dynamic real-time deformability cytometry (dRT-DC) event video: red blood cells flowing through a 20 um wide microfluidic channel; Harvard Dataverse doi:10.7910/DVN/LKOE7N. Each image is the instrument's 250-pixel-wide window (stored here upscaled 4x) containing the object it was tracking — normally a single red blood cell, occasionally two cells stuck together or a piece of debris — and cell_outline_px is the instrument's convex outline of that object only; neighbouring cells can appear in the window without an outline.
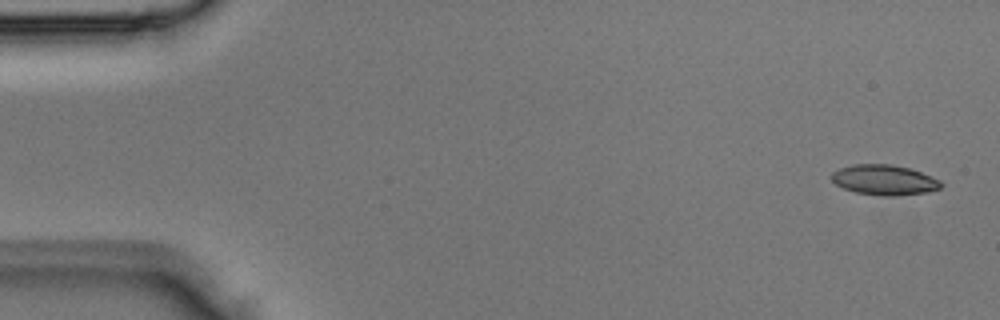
{"species": "Egyptian fruit bat (a non-hibernating species)", "species_latin": "Rousettus aegyptiacus", "temperature_condition": "room temperature", "stored_images_in_passage": 2, "segment_of_instrument_passage": [2, 2], "camera_frame_rate_fps": 3000, "um_per_image_px": 0.085, "animal": {"sex": "male"}, "frame": {"image": 1, "passage_image": 2, "time_ms": 0.333, "image_size_px": [1000, 320], "cell_outline_px": [[944, 184], [940, 188], [928, 192], [896, 196], [884, 196], [856, 192], [844, 188], [836, 184], [832, 180], [832, 172], [840, 168], [852, 164], [892, 164], [908, 168], [920, 172], [940, 180]], "centroid_in_image_um": [75.18, 15.29], "position_along_channel_um": 9.8, "area_um2": 19.19}}